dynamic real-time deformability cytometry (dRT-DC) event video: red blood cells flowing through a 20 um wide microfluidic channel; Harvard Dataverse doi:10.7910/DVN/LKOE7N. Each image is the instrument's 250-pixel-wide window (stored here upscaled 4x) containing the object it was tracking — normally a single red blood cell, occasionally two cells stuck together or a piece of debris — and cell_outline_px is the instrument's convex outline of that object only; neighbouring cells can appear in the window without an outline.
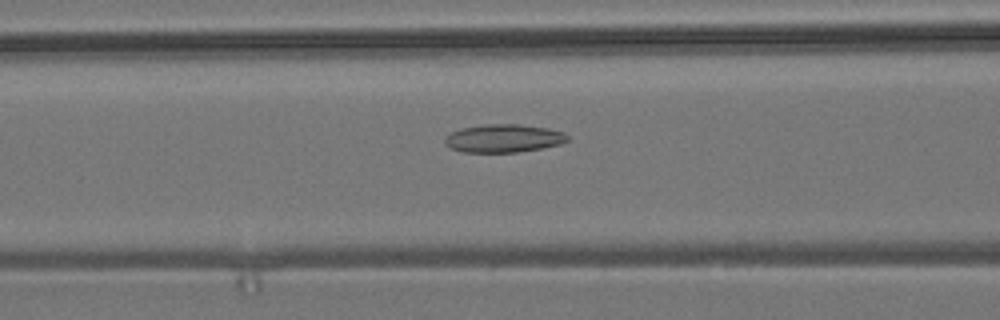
{"species": "common noctule bat (a hibernating species)", "species_latin": "Nyctalus noctula", "temperature_condition": "room temperature", "stored_images_in_passage": 42, "camera_frame_rate_fps": 3000, "um_per_image_px": 0.085, "animal": {"sex": "male", "body_mass_g": 19.2, "forearm_length_mm": 51.8}, "frame": {"image": 1, "passage_image": 9, "time_ms": 2.667, "image_size_px": [1000, 320], "cell_outline_px": [[568, 140], [560, 144], [540, 148], [516, 152], [460, 152], [444, 144], [444, 136], [460, 128], [484, 124], [520, 124], [548, 128], [564, 132], [568, 136]], "centroid_in_image_um": [42.77, 11.75], "position_along_channel_um": 123.8, "area_um2": 20.17}}
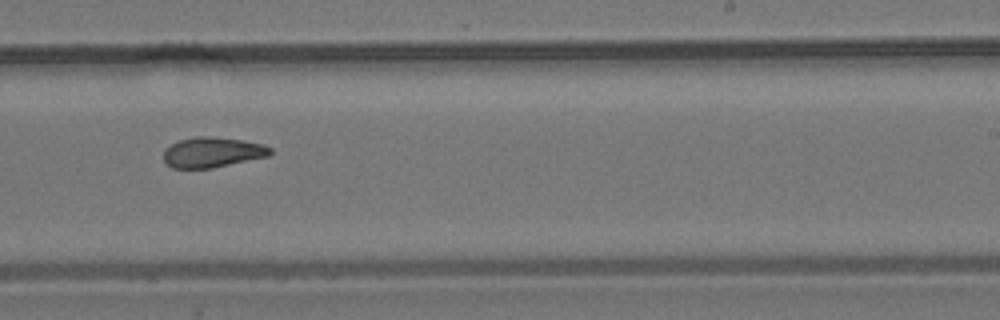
{"frame": {"image": 2, "passage_image": 21, "time_ms": 6.667, "image_size_px": [1000, 320], "cell_outline_px": [[272, 152], [268, 156], [212, 168], [172, 168], [164, 160], [164, 148], [180, 140], [196, 136], [216, 136], [244, 140], [264, 144], [272, 148]], "centroid_in_image_um": [18.07, 12.93], "position_along_channel_um": 270.9, "area_um2": 18.9}}
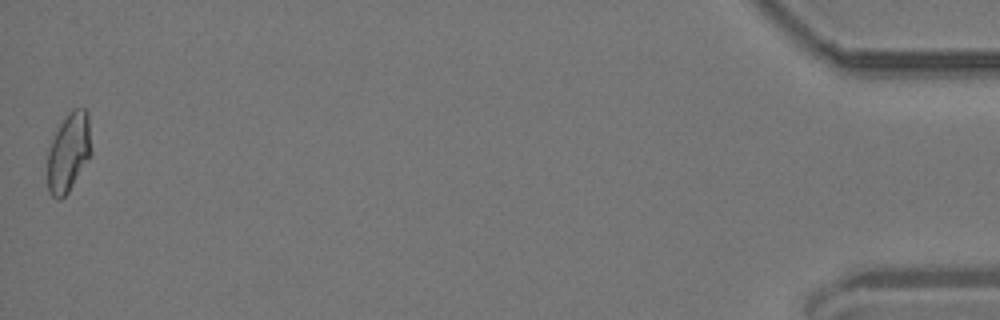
{"frame": {"image": 3, "passage_image": 42, "time_ms": 13.667, "image_size_px": [1000, 320], "cell_outline_px": [[92, 152], [88, 160], [68, 192], [60, 200], [56, 200], [48, 192], [48, 152], [52, 140], [60, 124], [68, 112], [72, 108], [84, 108], [88, 112]], "centroid_in_image_um": [5.85, 12.94], "position_along_channel_um": 429.4, "area_um2": 20.17}, "authors_computed_cell_mechanics": {"area_um2": 19.2185, "velocity_mm_per_s": 3.6824, "shape_relaxation_time_tau1_ms": null, "shape_relaxation_time_tau2_ms": 4.1148, "deformation_change_tau1": null, "deformation_change_tau2": 0.0992}}